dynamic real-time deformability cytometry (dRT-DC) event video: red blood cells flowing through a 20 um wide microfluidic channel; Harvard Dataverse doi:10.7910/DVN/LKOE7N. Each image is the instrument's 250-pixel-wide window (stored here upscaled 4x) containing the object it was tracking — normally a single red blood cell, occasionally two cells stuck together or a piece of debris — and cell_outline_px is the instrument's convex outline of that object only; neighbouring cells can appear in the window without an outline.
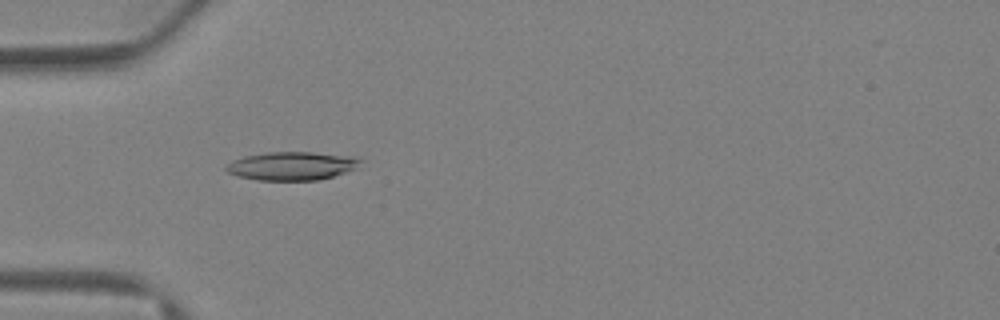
{"species": "Egyptian fruit bat (a non-hibernating species)", "species_latin": "Rousettus aegyptiacus", "temperature_condition": "warm", "stored_images_in_passage": 39, "camera_frame_rate_fps": 3000, "um_per_image_px": 0.085, "animal": {"sex": "female"}, "frame": {"image": 1, "passage_image": 13, "time_ms": 4.0, "image_size_px": [1000, 320], "cell_outline_px": [[364, 160], [360, 168], [320, 180], [256, 180], [236, 176], [228, 172], [224, 168], [232, 160], [244, 156], [268, 152], [312, 152], [352, 156]], "centroid_in_image_um": [24.85, 14.1], "position_along_channel_um": 60.1, "area_um2": 22.54}}
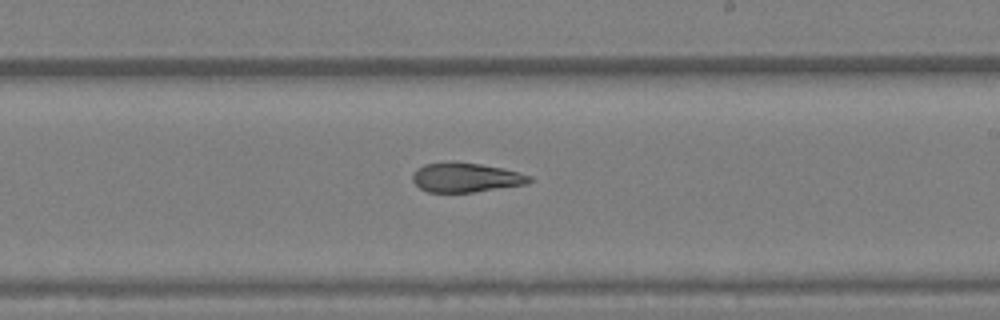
{"frame": {"image": 2, "passage_image": 24, "time_ms": 7.667, "image_size_px": [1000, 320], "cell_outline_px": [[532, 180], [528, 184], [472, 192], [428, 192], [420, 188], [412, 180], [412, 176], [416, 168], [424, 164], [452, 160], [480, 164], [504, 168], [532, 176]], "centroid_in_image_um": [39.58, 15.06], "position_along_channel_um": 249.4, "area_um2": 20.29}}
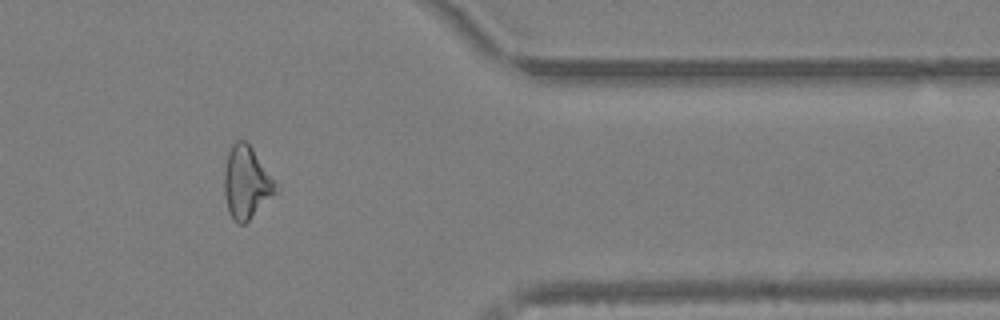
{"frame": {"image": 3, "passage_image": 33, "time_ms": 10.667, "image_size_px": [1000, 320], "cell_outline_px": [[280, 188], [244, 224], [240, 224], [228, 212], [224, 192], [224, 172], [228, 152], [232, 144], [236, 140], [244, 140], [252, 148]], "centroid_in_image_um": [20.93, 15.49], "position_along_channel_um": 390.5, "area_um2": 21.33}}